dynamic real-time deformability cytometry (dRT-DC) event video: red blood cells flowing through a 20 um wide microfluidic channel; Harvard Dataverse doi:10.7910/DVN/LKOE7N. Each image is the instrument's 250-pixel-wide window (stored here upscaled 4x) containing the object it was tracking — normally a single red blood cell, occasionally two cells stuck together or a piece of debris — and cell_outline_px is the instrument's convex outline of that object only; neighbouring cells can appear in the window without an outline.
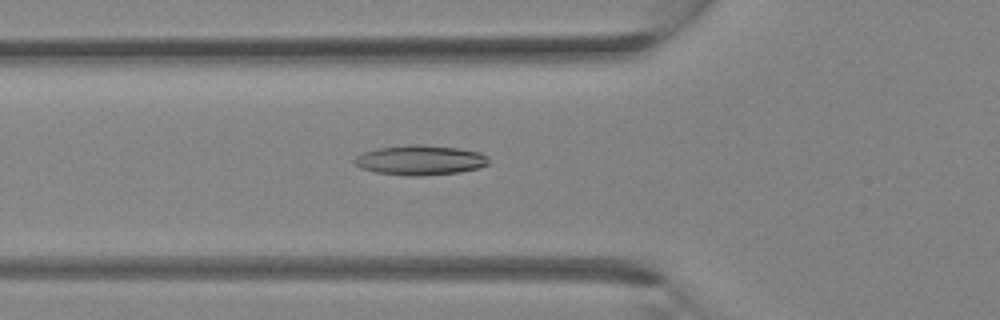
{"species": "Egyptian fruit bat (a non-hibernating species)", "species_latin": "Rousettus aegyptiacus", "temperature_condition": "room temperature", "stored_images_in_passage": 34, "camera_frame_rate_fps": 3000, "um_per_image_px": 0.085, "animal": {"sex": "female"}, "frame": {"image": 1, "passage_image": 12, "time_ms": 3.667, "image_size_px": [1000, 320], "cell_outline_px": [[488, 164], [480, 168], [460, 172], [420, 176], [408, 176], [376, 172], [360, 168], [352, 164], [352, 160], [356, 156], [364, 152], [376, 148], [412, 144], [416, 144], [456, 148], [480, 152], [488, 156]], "centroid_in_image_um": [35.68, 13.62], "position_along_channel_um": 90.1, "area_um2": 23.47}}
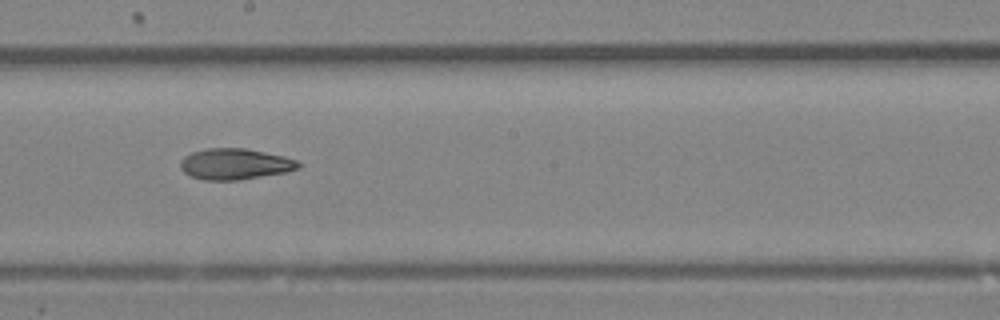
{"frame": {"image": 2, "passage_image": 19, "time_ms": 6.0, "image_size_px": [1000, 320], "cell_outline_px": [[300, 168], [288, 172], [240, 180], [204, 180], [192, 176], [184, 172], [180, 168], [180, 160], [184, 156], [192, 152], [208, 148], [244, 148], [284, 156], [296, 160], [300, 164]], "centroid_in_image_um": [19.98, 13.95], "position_along_channel_um": 228.2, "area_um2": 21.39}}
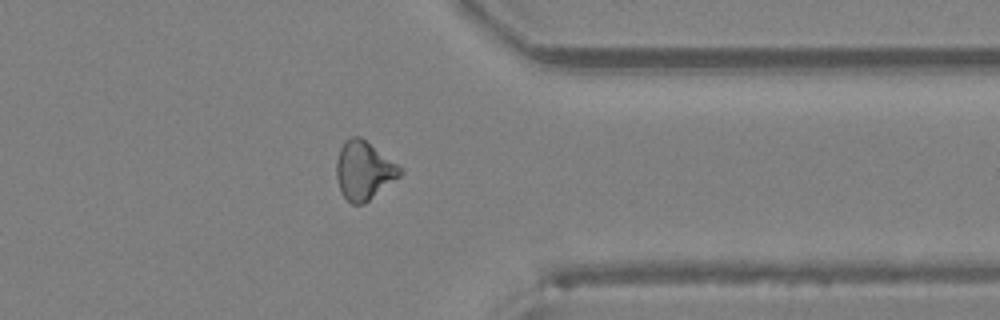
{"frame": {"image": 3, "passage_image": 27, "time_ms": 8.667, "image_size_px": [1000, 320], "cell_outline_px": [[404, 172], [400, 176], [364, 204], [352, 204], [340, 192], [336, 176], [336, 160], [340, 148], [344, 140], [352, 136], [360, 136], [404, 168]], "centroid_in_image_um": [30.93, 14.48], "position_along_channel_um": 380.5, "area_um2": 21.85}}